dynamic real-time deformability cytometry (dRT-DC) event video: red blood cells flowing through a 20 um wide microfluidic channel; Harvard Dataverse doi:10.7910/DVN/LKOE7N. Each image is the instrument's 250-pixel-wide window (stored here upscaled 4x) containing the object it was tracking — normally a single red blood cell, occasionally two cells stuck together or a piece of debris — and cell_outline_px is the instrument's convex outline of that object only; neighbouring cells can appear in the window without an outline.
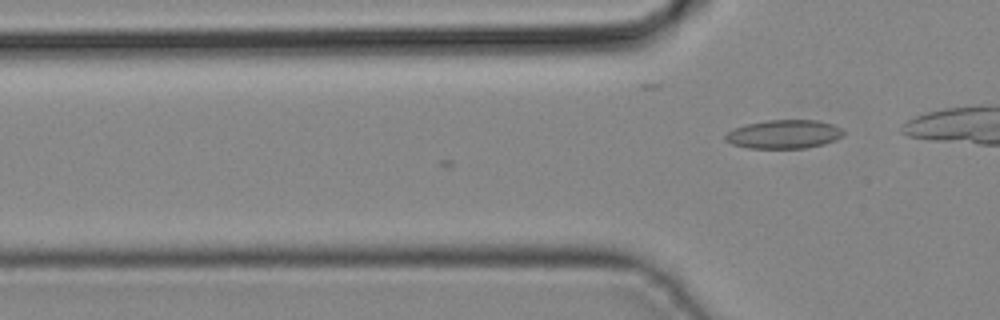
{"species": "common noctule bat (a hibernating species)", "species_latin": "Nyctalus noctula", "temperature_condition": "cold", "stored_images_in_passage": 4, "camera_frame_rate_fps": 3000, "um_per_image_px": 0.085, "animal": {"sex": "male", "body_mass_g": 19.2, "forearm_length_mm": 51.8}, "frame": {"image": 1, "passage_image": 4, "time_ms": 1.0, "image_size_px": [1000, 320], "cell_outline_px": [[844, 136], [836, 140], [824, 144], [804, 148], [748, 148], [732, 144], [724, 140], [724, 136], [732, 128], [744, 124], [768, 120], [816, 120], [832, 124], [840, 128], [844, 132]], "centroid_in_image_um": [66.61, 11.41], "position_along_channel_um": 59.2, "area_um2": 19.88}}